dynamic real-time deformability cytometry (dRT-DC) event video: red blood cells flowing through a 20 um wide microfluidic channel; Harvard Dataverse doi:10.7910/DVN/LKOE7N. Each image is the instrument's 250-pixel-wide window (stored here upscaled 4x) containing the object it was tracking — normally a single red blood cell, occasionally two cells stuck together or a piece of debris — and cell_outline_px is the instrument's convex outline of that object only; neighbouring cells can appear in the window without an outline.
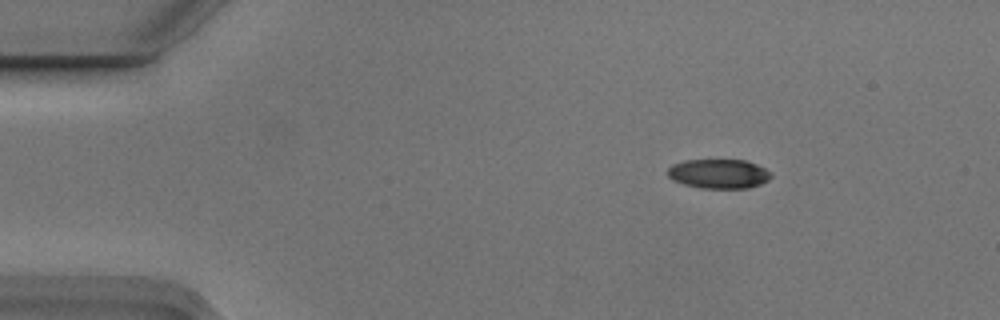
{"species": "Egyptian fruit bat (a non-hibernating species)", "species_latin": "Rousettus aegyptiacus", "temperature_condition": "cold", "stored_images_in_passage": 5, "camera_frame_rate_fps": 3000, "um_per_image_px": 0.085, "animal": {"sex": "male"}, "frame": {"image": 1, "passage_image": 2, "time_ms": 0.333, "image_size_px": [1000, 320], "cell_outline_px": [[772, 176], [768, 180], [760, 184], [748, 188], [700, 188], [684, 184], [672, 180], [668, 176], [668, 168], [672, 164], [684, 160], [744, 160], [756, 164], [772, 172]], "centroid_in_image_um": [61.09, 14.77], "position_along_channel_um": 23.9, "area_um2": 17.74}}
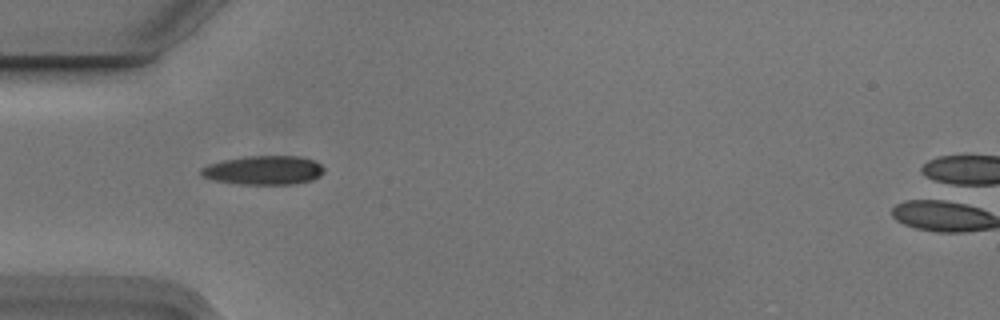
{"frame": {"image": 2, "passage_image": 4, "time_ms": 1.0, "image_size_px": [1000, 320], "cell_outline_px": [[324, 172], [320, 176], [312, 180], [296, 184], [240, 184], [212, 180], [200, 176], [200, 168], [208, 164], [224, 160], [244, 156], [300, 156], [312, 160], [320, 164], [324, 168]], "centroid_in_image_um": [22.39, 14.47], "position_along_channel_um": 62.6, "area_um2": 20.92}}
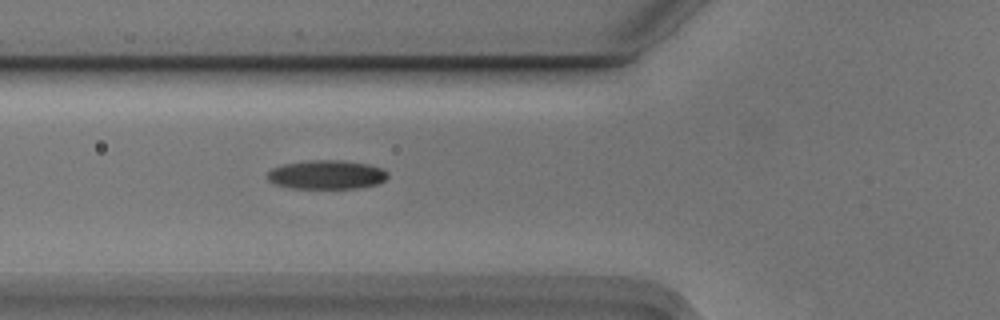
{"frame": {"image": 3, "passage_image": 5, "time_ms": 1.333, "image_size_px": [1000, 320], "cell_outline_px": [[388, 176], [384, 180], [376, 184], [360, 188], [292, 188], [272, 184], [264, 176], [272, 168], [284, 164], [308, 160], [340, 160], [368, 164], [380, 168], [388, 172]], "centroid_in_image_um": [27.71, 14.85], "position_along_channel_um": 98.1, "area_um2": 20.4}}